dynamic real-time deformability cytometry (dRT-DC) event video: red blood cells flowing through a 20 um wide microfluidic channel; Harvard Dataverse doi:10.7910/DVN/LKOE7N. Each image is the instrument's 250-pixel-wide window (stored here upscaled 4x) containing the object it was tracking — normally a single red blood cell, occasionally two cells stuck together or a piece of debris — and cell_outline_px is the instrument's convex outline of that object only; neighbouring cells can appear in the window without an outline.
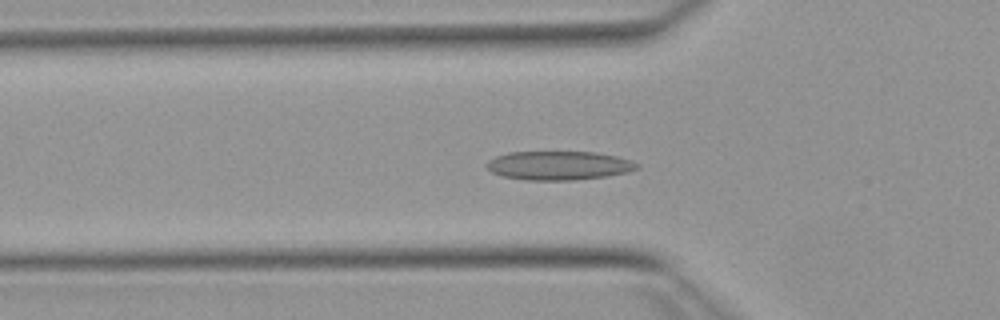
{"species": "Egyptian fruit bat (a non-hibernating species)", "species_latin": "Rousettus aegyptiacus", "temperature_condition": "warm", "stored_images_in_passage": 43, "camera_frame_rate_fps": 3000, "um_per_image_px": 0.085, "animal": {"sex": "female"}, "frame": {"image": 1, "passage_image": 16, "time_ms": 5.0, "image_size_px": [1000, 320], "cell_outline_px": [[640, 168], [628, 172], [608, 176], [572, 180], [524, 180], [504, 176], [492, 172], [484, 164], [488, 160], [496, 156], [508, 152], [596, 152], [616, 156], [632, 160], [640, 164]], "centroid_in_image_um": [47.53, 14.06], "position_along_channel_um": 78.3, "area_um2": 25.43}}
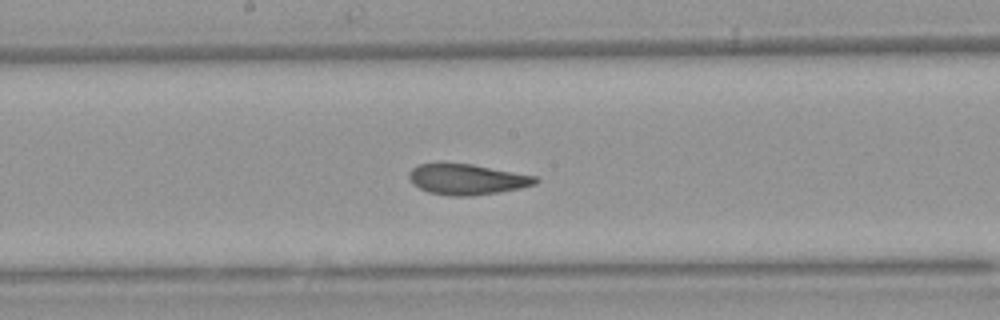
{"frame": {"image": 2, "passage_image": 26, "time_ms": 8.333, "image_size_px": [1000, 320], "cell_outline_px": [[540, 180], [536, 184], [520, 188], [500, 192], [472, 196], [448, 196], [428, 192], [420, 188], [408, 176], [412, 168], [420, 164], [472, 164], [536, 176]], "centroid_in_image_um": [39.75, 15.26], "position_along_channel_um": 208.5, "area_um2": 22.31}}
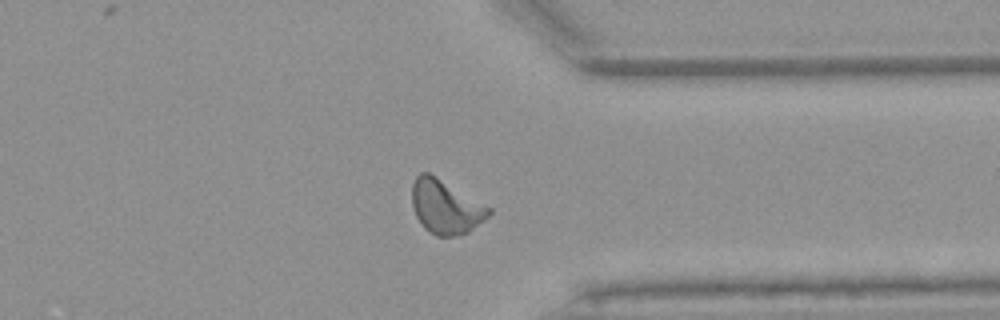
{"frame": {"image": 3, "passage_image": 39, "time_ms": 12.667, "image_size_px": [1000, 320], "cell_outline_px": [[492, 212], [484, 220], [468, 232], [452, 236], [436, 236], [424, 228], [416, 216], [412, 204], [412, 184], [416, 176], [420, 172], [428, 172], [492, 208]], "centroid_in_image_um": [37.87, 17.58], "position_along_channel_um": 373.5, "area_um2": 23.93}, "authors_computed_cell_mechanics": {"area_um2": 23.409, "velocity_mm_per_s": 3.9002, "shape_relaxation_time_tau1_ms": 7.4698, "shape_relaxation_time_tau2_ms": 1.7119, "deformation_change_tau1": 0.1933, "deformation_change_tau2": 0.0782}}